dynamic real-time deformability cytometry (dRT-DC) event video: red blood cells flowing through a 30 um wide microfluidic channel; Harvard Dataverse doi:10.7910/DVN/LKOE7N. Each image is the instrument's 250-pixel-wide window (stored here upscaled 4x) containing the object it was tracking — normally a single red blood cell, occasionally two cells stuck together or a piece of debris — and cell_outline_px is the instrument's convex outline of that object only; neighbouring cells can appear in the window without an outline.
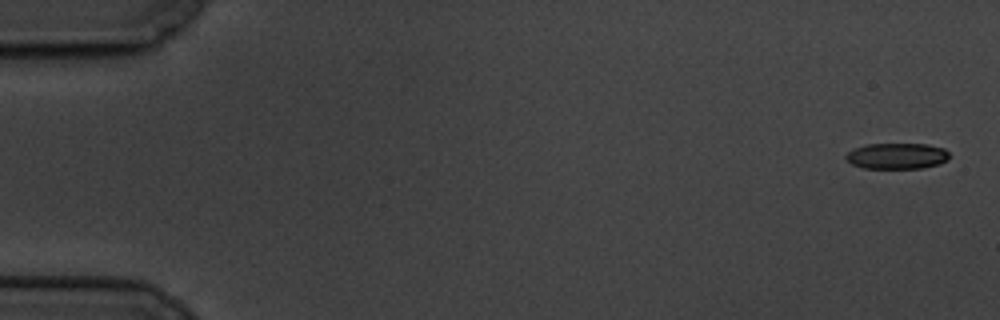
{"species": "common noctule bat (a hibernating species)", "species_latin": "Nyctalus noctula", "temperature_condition": "cold", "stored_images_in_passage": 5, "camera_frame_rate_fps": 3000, "um_per_image_px": 0.085, "animal": {"sex": "male", "body_mass_g": 19.5, "forearm_length_mm": 54.6}, "frame": {"image": 1, "passage_image": 1, "time_ms": 0.0, "image_size_px": [1000, 320], "cell_outline_px": [[948, 160], [940, 164], [924, 168], [864, 168], [852, 164], [844, 156], [852, 148], [868, 144], [928, 144], [944, 148], [948, 152]], "centroid_in_image_um": [76.25, 13.26], "position_along_channel_um": 8.8, "area_um2": 15.72}}
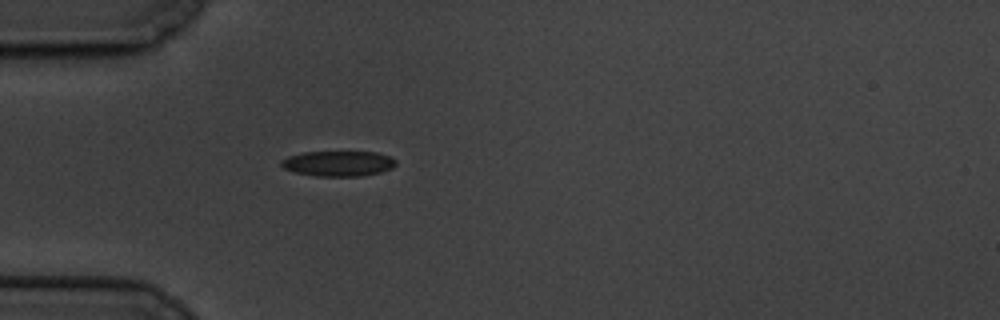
{"frame": {"image": 2, "passage_image": 5, "time_ms": 5.333, "image_size_px": [1000, 320], "cell_outline_px": [[396, 164], [392, 168], [380, 172], [364, 176], [316, 176], [296, 172], [284, 168], [280, 164], [280, 160], [288, 156], [304, 152], [376, 152], [388, 156], [396, 160]], "centroid_in_image_um": [28.75, 13.9], "position_along_channel_um": 56.2, "area_um2": 16.88}}